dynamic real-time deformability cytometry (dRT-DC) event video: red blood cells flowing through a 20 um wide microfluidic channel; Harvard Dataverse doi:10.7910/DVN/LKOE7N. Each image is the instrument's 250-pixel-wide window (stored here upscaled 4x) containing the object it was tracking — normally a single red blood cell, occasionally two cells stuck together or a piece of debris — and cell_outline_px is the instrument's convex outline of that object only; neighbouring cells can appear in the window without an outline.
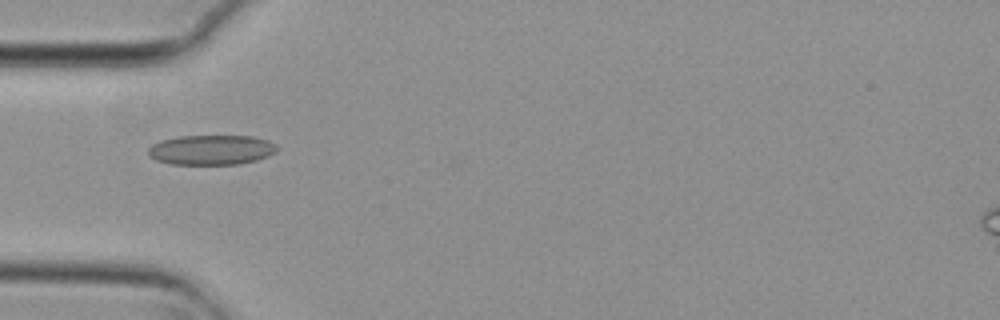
{"species": "common noctule bat (a hibernating species)", "species_latin": "Nyctalus noctula", "temperature_condition": "cold", "stored_images_in_passage": 3, "camera_frame_rate_fps": 3000, "um_per_image_px": 0.085, "animal": {"sex": "female", "body_mass_g": 29.2, "forearm_length_mm": 56.3}, "frame": {"image": 1, "passage_image": 1, "time_ms": 0.0, "image_size_px": [1000, 320], "cell_outline_px": [[276, 152], [268, 156], [256, 160], [240, 164], [172, 164], [156, 160], [148, 156], [148, 148], [152, 144], [160, 140], [176, 136], [252, 136], [268, 140], [276, 144]], "centroid_in_image_um": [17.94, 12.73], "position_along_channel_um": 67.1, "area_um2": 22.54}}
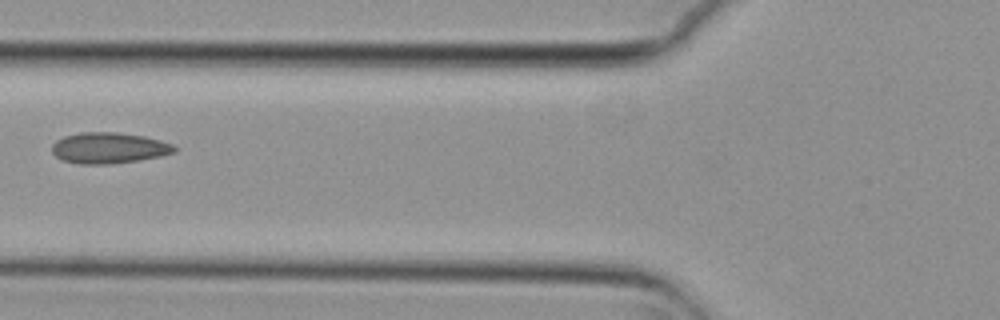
{"frame": {"image": 2, "passage_image": 2, "time_ms": 0.333, "image_size_px": [1000, 320], "cell_outline_px": [[176, 152], [160, 156], [112, 164], [76, 164], [64, 160], [56, 156], [52, 152], [52, 144], [56, 140], [64, 136], [80, 132], [116, 132], [144, 136], [160, 140], [172, 144], [176, 148]], "centroid_in_image_um": [9.23, 12.57], "position_along_channel_um": 116.6, "area_um2": 22.08}}
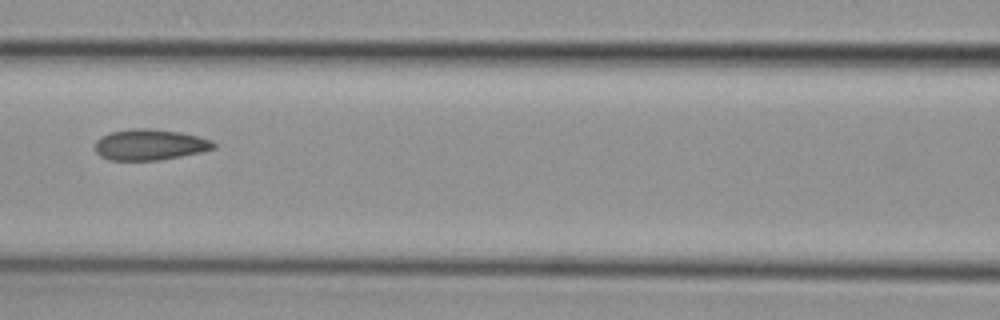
{"frame": {"image": 3, "passage_image": 3, "time_ms": 0.667, "image_size_px": [1000, 320], "cell_outline_px": [[216, 148], [200, 152], [160, 160], [108, 160], [100, 156], [96, 152], [96, 140], [100, 136], [108, 132], [132, 128], [152, 128], [180, 132], [212, 140], [216, 144]], "centroid_in_image_um": [12.71, 12.29], "position_along_channel_um": 153.9, "area_um2": 21.5}}